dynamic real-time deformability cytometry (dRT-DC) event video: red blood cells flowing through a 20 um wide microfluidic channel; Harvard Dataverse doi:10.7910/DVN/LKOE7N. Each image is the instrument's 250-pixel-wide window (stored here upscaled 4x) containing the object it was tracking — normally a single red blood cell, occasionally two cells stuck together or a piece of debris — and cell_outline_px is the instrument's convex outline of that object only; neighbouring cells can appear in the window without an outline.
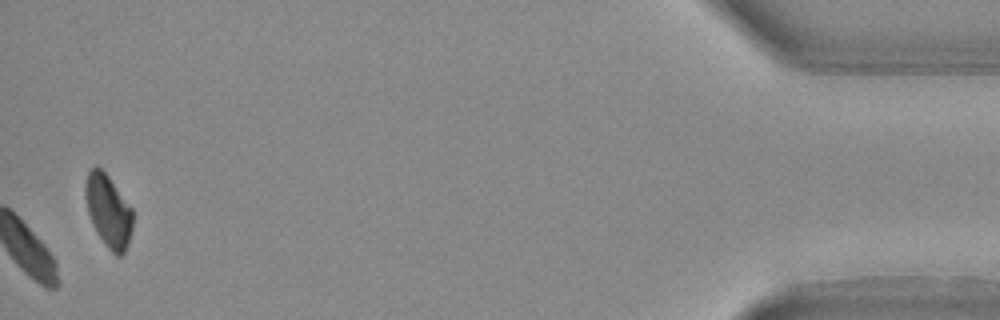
{"species": "Egyptian fruit bat (a non-hibernating species)", "species_latin": "Rousettus aegyptiacus", "temperature_condition": "warm", "stored_images_in_passage": 34, "camera_frame_rate_fps": 3000, "um_per_image_px": 0.085, "animal": {"sex": "female"}, "frame": {"image": 1, "passage_image": 34, "time_ms": 11.0, "image_size_px": [1000, 320], "cell_outline_px": [[132, 228], [128, 244], [124, 252], [120, 256], [116, 256], [108, 248], [100, 236], [88, 212], [84, 196], [84, 184], [88, 172], [92, 168], [100, 168], [108, 176], [132, 208]], "centroid_in_image_um": [9.21, 17.92], "position_along_channel_um": 426.0, "area_um2": 19.59}}